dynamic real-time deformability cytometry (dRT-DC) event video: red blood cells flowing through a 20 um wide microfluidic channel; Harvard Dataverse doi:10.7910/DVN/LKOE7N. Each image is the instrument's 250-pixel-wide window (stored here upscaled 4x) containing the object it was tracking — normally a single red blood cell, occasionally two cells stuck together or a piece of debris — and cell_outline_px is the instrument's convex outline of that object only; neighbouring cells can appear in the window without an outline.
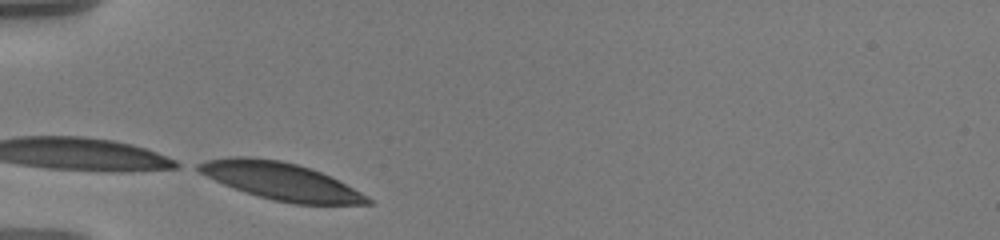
{"species": "human", "species_latin": "Homo sapiens", "temperature_condition": "warm", "stored_images_in_passage": 7, "camera_frame_rate_fps": 3000, "um_per_image_px": 0.085, "donor": {"sex": "male"}, "frame": {"image": 1, "passage_image": 1, "time_ms": 0.0, "image_size_px": [1000, 240], "cell_outline_px": [[372, 204], [296, 204], [272, 200], [244, 192], [224, 184], [192, 168], [196, 164], [208, 160], [228, 156], [252, 156], [280, 160], [312, 168], [368, 196], [372, 200]], "centroid_in_image_um": [23.82, 15.38], "position_along_channel_um": 61.2, "area_um2": 36.59}}
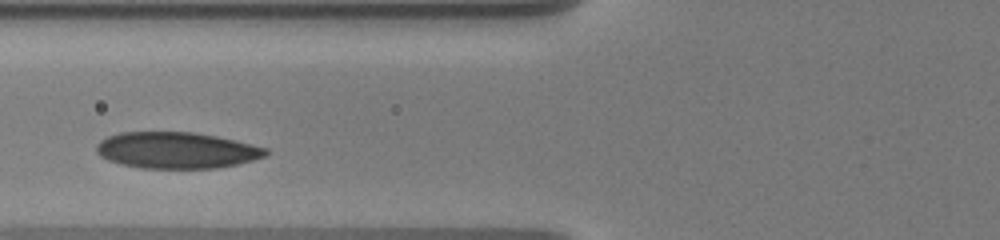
{"frame": {"image": 2, "passage_image": 3, "time_ms": 1.667, "image_size_px": [1000, 240], "cell_outline_px": [[268, 152], [264, 156], [252, 160], [236, 164], [216, 168], [140, 168], [120, 164], [108, 160], [100, 156], [96, 152], [96, 144], [100, 140], [108, 136], [120, 132], [192, 132], [216, 136], [252, 144], [268, 148]], "centroid_in_image_um": [14.96, 12.77], "position_along_channel_um": 110.8, "area_um2": 35.84}}
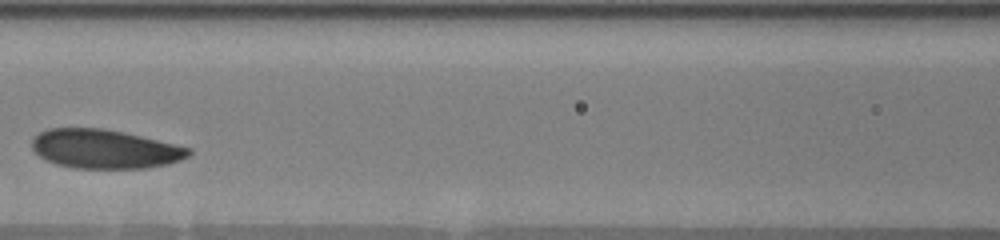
{"frame": {"image": 3, "passage_image": 5, "time_ms": 3.0, "image_size_px": [1000, 240], "cell_outline_px": [[192, 152], [188, 156], [180, 160], [168, 164], [144, 168], [76, 168], [56, 164], [40, 156], [32, 148], [32, 136], [48, 128], [104, 128], [124, 132], [192, 148]], "centroid_in_image_um": [8.9, 12.65], "position_along_channel_um": 157.7, "area_um2": 35.6}}